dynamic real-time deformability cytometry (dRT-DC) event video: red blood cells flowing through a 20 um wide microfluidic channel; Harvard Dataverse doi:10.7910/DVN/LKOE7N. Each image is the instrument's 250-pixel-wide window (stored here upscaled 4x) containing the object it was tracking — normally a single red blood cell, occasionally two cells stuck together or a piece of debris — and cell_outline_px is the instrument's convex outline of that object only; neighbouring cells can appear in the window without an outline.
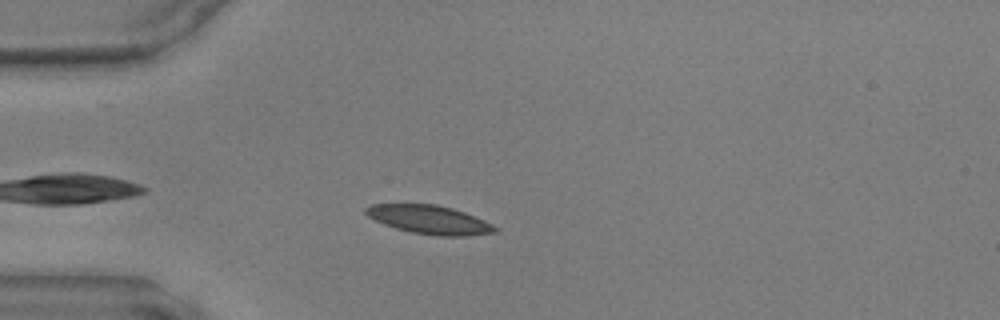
{"species": "common noctule bat (a hibernating species)", "species_latin": "Nyctalus noctula", "temperature_condition": "warm", "stored_images_in_passage": 37, "camera_frame_rate_fps": 3000, "um_per_image_px": 0.085, "animal": {"sex": "male", "body_mass_g": 17.9, "forearm_length_mm": 54.2}, "frame": {"image": 1, "passage_image": 2, "time_ms": 0.333, "image_size_px": [1000, 320], "cell_outline_px": [[500, 228], [496, 232], [468, 236], [440, 236], [412, 232], [396, 228], [384, 224], [368, 216], [364, 212], [364, 208], [372, 204], [436, 204], [452, 208], [464, 212], [484, 220]], "centroid_in_image_um": [36.52, 18.67], "position_along_channel_um": 48.5, "area_um2": 21.5}}
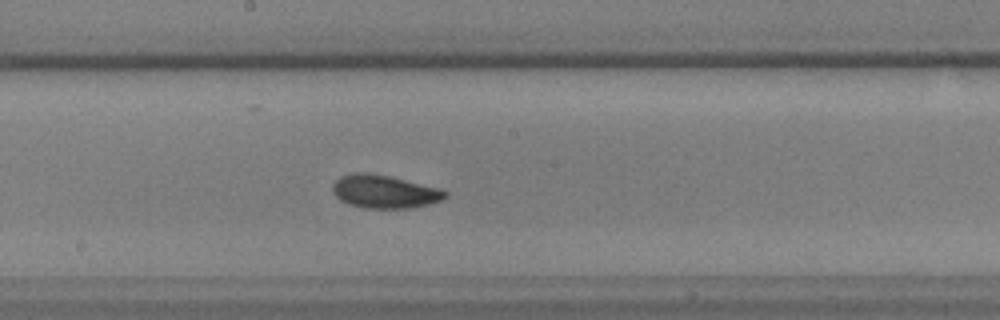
{"frame": {"image": 2, "passage_image": 15, "time_ms": 4.667, "image_size_px": [1000, 320], "cell_outline_px": [[448, 196], [444, 200], [412, 208], [364, 208], [348, 204], [340, 200], [332, 192], [332, 184], [340, 176], [352, 172], [368, 172], [388, 176], [440, 188], [448, 192]], "centroid_in_image_um": [32.67, 16.28], "position_along_channel_um": 215.5, "area_um2": 21.96}}
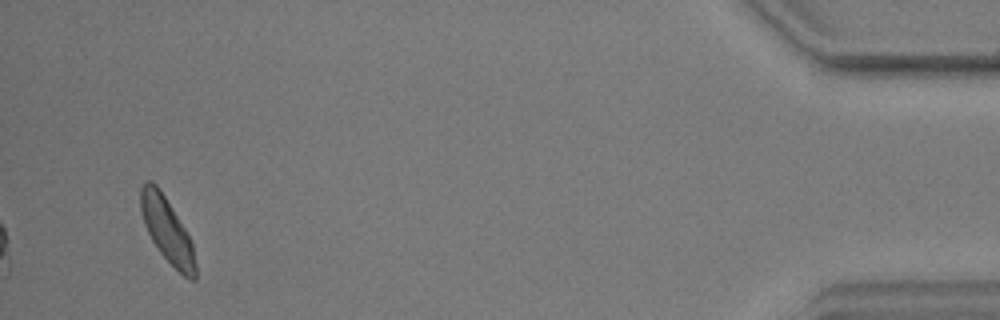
{"frame": {"image": 3, "passage_image": 35, "time_ms": 11.333, "image_size_px": [1000, 320], "cell_outline_px": [[196, 280], [192, 280], [184, 276], [160, 252], [152, 240], [144, 224], [140, 212], [140, 188], [144, 180], [152, 180], [160, 188], [192, 240], [196, 264]], "centroid_in_image_um": [14.19, 19.51], "position_along_channel_um": 421.0, "area_um2": 20.75}}